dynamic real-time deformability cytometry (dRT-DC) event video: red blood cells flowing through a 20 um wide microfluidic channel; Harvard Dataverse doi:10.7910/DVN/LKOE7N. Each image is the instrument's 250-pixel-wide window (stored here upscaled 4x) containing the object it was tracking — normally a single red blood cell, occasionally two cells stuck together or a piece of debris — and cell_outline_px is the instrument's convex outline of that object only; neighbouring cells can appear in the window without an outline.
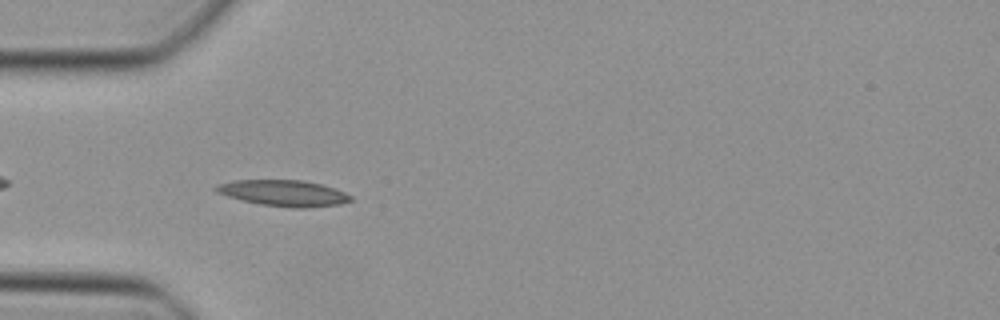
{"species": "Egyptian fruit bat (a non-hibernating species)", "species_latin": "Rousettus aegyptiacus", "temperature_condition": "cold", "stored_images_in_passage": 36, "camera_frame_rate_fps": 3000, "um_per_image_px": 0.085, "animal": {"sex": "female"}, "frame": {"image": 1, "passage_image": 3, "time_ms": 0.667, "image_size_px": [1000, 320], "cell_outline_px": [[352, 200], [336, 204], [308, 208], [292, 208], [260, 204], [228, 196], [216, 192], [212, 188], [216, 184], [232, 180], [300, 180], [320, 184], [344, 192], [352, 196]], "centroid_in_image_um": [24.05, 16.41], "position_along_channel_um": 61.0, "area_um2": 20.29}}
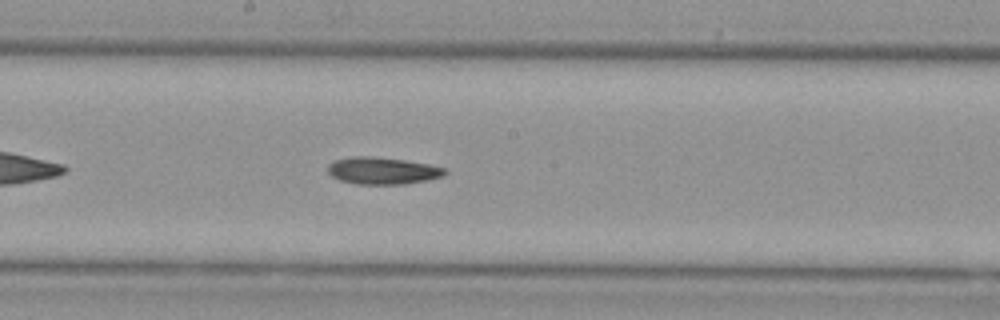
{"frame": {"image": 2, "passage_image": 14, "time_ms": 4.333, "image_size_px": [1000, 320], "cell_outline_px": [[448, 172], [444, 176], [428, 180], [404, 184], [356, 184], [340, 180], [332, 176], [328, 172], [328, 164], [336, 160], [352, 156], [372, 156], [404, 160], [428, 164], [448, 168]], "centroid_in_image_um": [32.55, 14.51], "position_along_channel_um": 215.6, "area_um2": 18.55}}
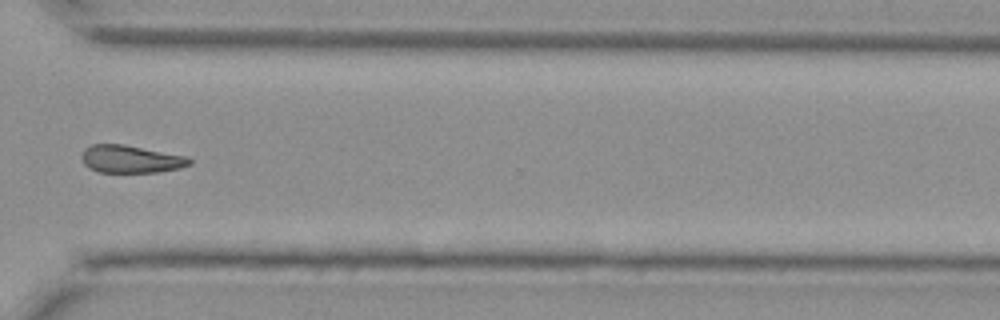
{"frame": {"image": 3, "passage_image": 24, "time_ms": 7.667, "image_size_px": [1000, 320], "cell_outline_px": [[192, 164], [180, 168], [160, 172], [100, 172], [88, 168], [84, 164], [80, 156], [84, 148], [92, 144], [124, 144], [188, 156], [192, 160]], "centroid_in_image_um": [11.12, 13.52], "position_along_channel_um": 359.5, "area_um2": 17.63}}